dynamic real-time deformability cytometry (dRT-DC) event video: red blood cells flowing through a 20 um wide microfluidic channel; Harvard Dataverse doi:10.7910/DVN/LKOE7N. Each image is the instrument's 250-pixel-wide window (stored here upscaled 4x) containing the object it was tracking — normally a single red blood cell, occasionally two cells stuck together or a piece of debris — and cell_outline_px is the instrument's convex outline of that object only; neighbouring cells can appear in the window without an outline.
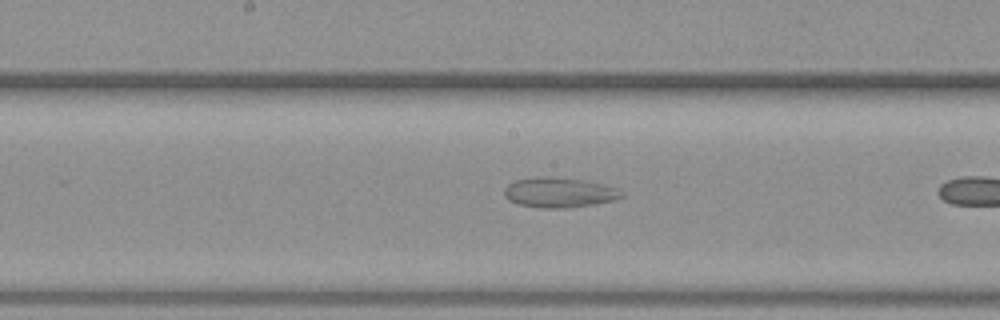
{"species": "common noctule bat (a hibernating species)", "species_latin": "Nyctalus noctula", "temperature_condition": "warm", "stored_images_in_passage": 16, "camera_frame_rate_fps": 3000, "um_per_image_px": 0.085, "animal": {"sex": "female", "body_mass_g": 19.3, "forearm_length_mm": 54.1}, "frame": {"image": 1, "passage_image": 14, "time_ms": 4.333, "image_size_px": [1000, 320], "cell_outline_px": [[624, 196], [616, 200], [568, 208], [540, 208], [516, 204], [508, 200], [504, 196], [504, 188], [508, 184], [516, 180], [580, 180], [604, 184], [620, 188]], "centroid_in_image_um": [47.58, 16.43], "position_along_channel_um": 200.6, "area_um2": 19.65}}